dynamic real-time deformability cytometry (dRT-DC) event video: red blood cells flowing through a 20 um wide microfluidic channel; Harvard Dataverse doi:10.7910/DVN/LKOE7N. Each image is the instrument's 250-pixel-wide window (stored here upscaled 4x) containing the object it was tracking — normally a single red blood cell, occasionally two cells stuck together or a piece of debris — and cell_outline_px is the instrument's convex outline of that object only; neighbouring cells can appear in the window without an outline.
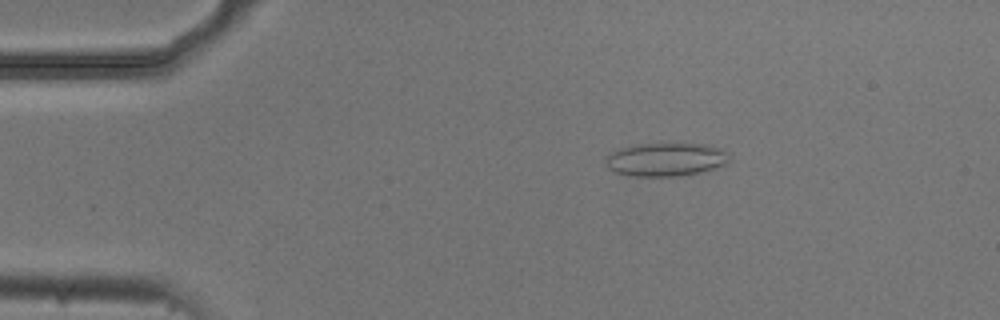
{"species": "common noctule bat (a hibernating species)", "species_latin": "Nyctalus noctula", "temperature_condition": "cold", "stored_images_in_passage": 53, "camera_frame_rate_fps": 3000, "um_per_image_px": 0.085, "animal": {"sex": "male", "body_mass_g": 20.5, "forearm_length_mm": 52.5}, "frame": {"image": 1, "passage_image": 9, "time_ms": 2.667, "image_size_px": [1000, 320], "cell_outline_px": [[732, 160], [728, 164], [688, 176], [628, 176], [616, 172], [608, 168], [604, 164], [604, 156], [608, 152], [620, 148], [636, 144], [708, 144], [720, 148], [728, 152], [732, 156]], "centroid_in_image_um": [56.61, 13.56], "position_along_channel_um": 28.4, "area_um2": 24.8}}
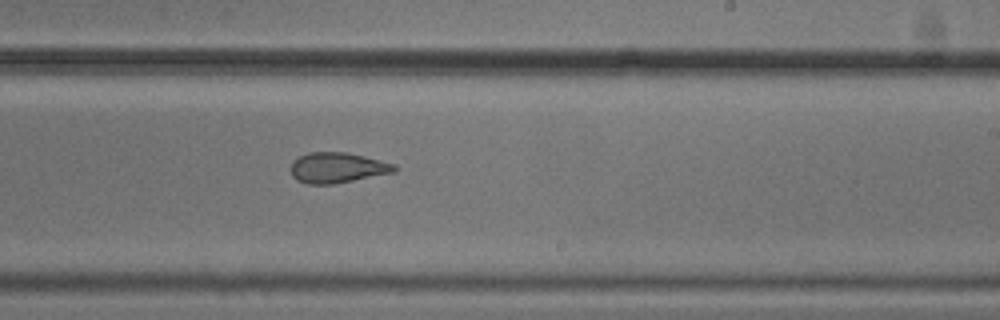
{"frame": {"image": 2, "passage_image": 32, "time_ms": 10.333, "image_size_px": [1000, 320], "cell_outline_px": [[396, 172], [332, 184], [308, 184], [296, 180], [292, 176], [292, 160], [308, 152], [348, 152], [396, 164]], "centroid_in_image_um": [28.68, 14.25], "position_along_channel_um": 260.3, "area_um2": 18.38}}
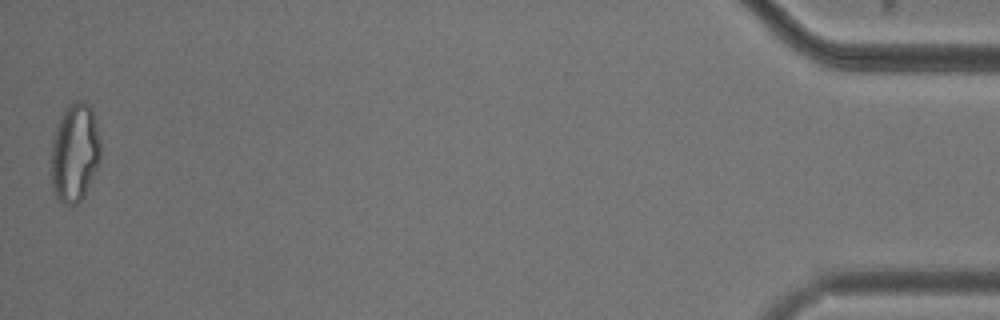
{"frame": {"image": 3, "passage_image": 53, "time_ms": 17.333, "image_size_px": [1000, 320], "cell_outline_px": [[100, 160], [84, 196], [76, 204], [68, 204], [56, 200], [52, 188], [52, 140], [60, 116], [64, 108], [68, 104], [76, 100], [84, 100], [92, 108], [100, 140]], "centroid_in_image_um": [6.35, 12.95], "position_along_channel_um": 428.9, "area_um2": 28.5}, "authors_computed_cell_mechanics": {"area_um2": 21.6172, "velocity_mm_per_s": 3.7301, "shape_relaxation_time_tau1_ms": null, "shape_relaxation_time_tau2_ms": 2.0164, "deformation_change_tau1": null, "deformation_change_tau2": 0.0877}}